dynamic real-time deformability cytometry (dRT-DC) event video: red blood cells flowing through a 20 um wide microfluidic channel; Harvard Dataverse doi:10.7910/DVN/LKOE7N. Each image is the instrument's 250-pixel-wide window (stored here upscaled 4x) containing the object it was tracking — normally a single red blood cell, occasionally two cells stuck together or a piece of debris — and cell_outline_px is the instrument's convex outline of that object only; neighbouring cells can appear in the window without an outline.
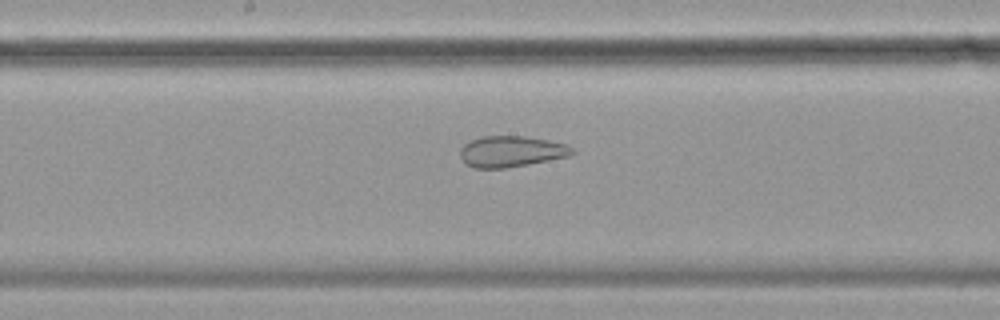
{"species": "common noctule bat (a hibernating species)", "species_latin": "Nyctalus noctula", "temperature_condition": "cold", "stored_images_in_passage": 53, "camera_frame_rate_fps": 3000, "um_per_image_px": 0.085, "animal": {"sex": "female", "body_mass_g": 19.9}, "frame": {"image": 1, "passage_image": 26, "time_ms": 8.333, "image_size_px": [1000, 320], "cell_outline_px": [[576, 152], [568, 156], [528, 164], [504, 168], [476, 168], [464, 164], [460, 156], [460, 148], [464, 144], [480, 136], [524, 136], [548, 140], [568, 144]], "centroid_in_image_um": [43.43, 12.87], "position_along_channel_um": 204.8, "area_um2": 20.29}}
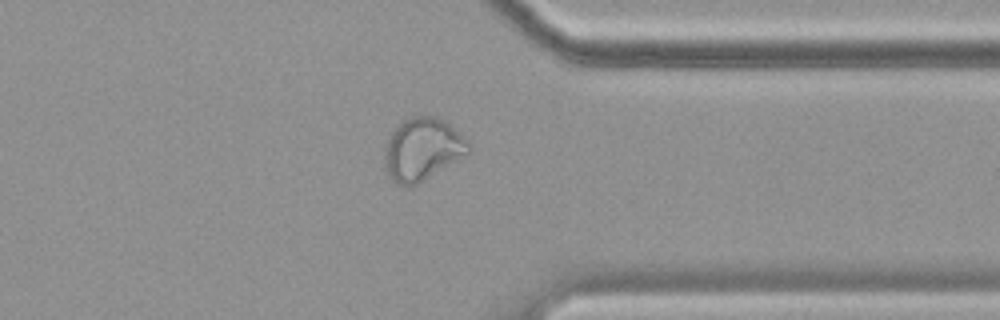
{"frame": {"image": 2, "passage_image": 41, "time_ms": 13.333, "image_size_px": [1000, 320], "cell_outline_px": [[468, 152], [416, 184], [396, 184], [388, 176], [384, 164], [384, 152], [388, 136], [400, 120], [412, 116], [436, 116], [444, 120], [468, 140]], "centroid_in_image_um": [35.83, 12.63], "position_along_channel_um": 375.6, "area_um2": 30.06}, "authors_computed_cell_mechanics": {"area_um2": 29.0156, "velocity_mm_per_s": 3.5019, "shape_relaxation_time_tau1_ms": null, "shape_relaxation_time_tau2_ms": 1.5189, "deformation_change_tau1": null, "deformation_change_tau2": 0.0832}}